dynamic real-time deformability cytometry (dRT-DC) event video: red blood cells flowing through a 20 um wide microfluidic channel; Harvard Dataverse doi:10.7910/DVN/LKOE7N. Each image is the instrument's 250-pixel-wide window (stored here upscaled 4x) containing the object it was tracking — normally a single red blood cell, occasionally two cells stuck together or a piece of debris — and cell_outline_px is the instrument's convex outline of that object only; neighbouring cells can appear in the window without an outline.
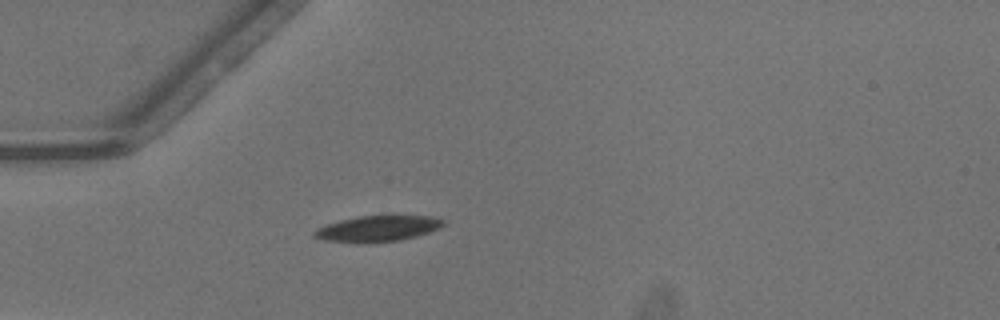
{"species": "common noctule bat (a hibernating species)", "species_latin": "Nyctalus noctula", "temperature_condition": "warm", "stored_images_in_passage": 37, "camera_frame_rate_fps": 3000, "um_per_image_px": 0.085, "animal": {"sex": "male", "body_mass_g": 13.3}, "frame": {"image": 1, "passage_image": 1, "time_ms": 0.0, "image_size_px": [1000, 320], "cell_outline_px": [[444, 224], [440, 228], [416, 236], [400, 240], [324, 240], [312, 236], [312, 232], [328, 224], [340, 220], [360, 216], [432, 216], [444, 220]], "centroid_in_image_um": [32.17, 19.38], "position_along_channel_um": 52.8, "area_um2": 18.32}}
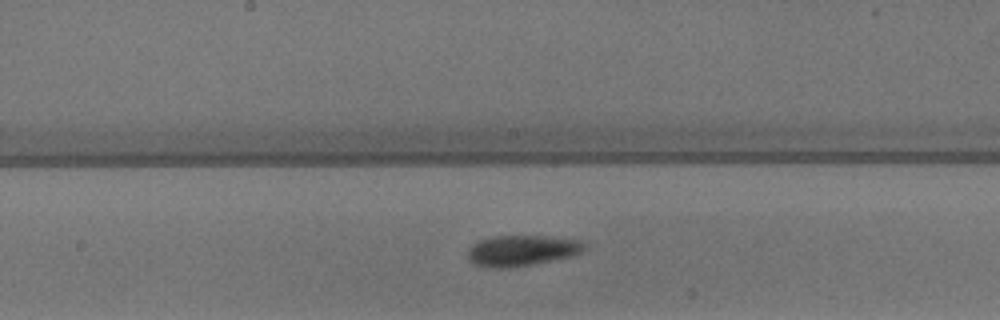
{"frame": {"image": 2, "passage_image": 13, "time_ms": 4.0, "image_size_px": [1000, 320], "cell_outline_px": [[584, 248], [580, 252], [572, 256], [512, 268], [488, 268], [476, 264], [468, 260], [468, 248], [480, 240], [492, 236], [548, 236], [580, 240]], "centroid_in_image_um": [44.3, 21.3], "position_along_channel_um": 203.9, "area_um2": 20.81}}
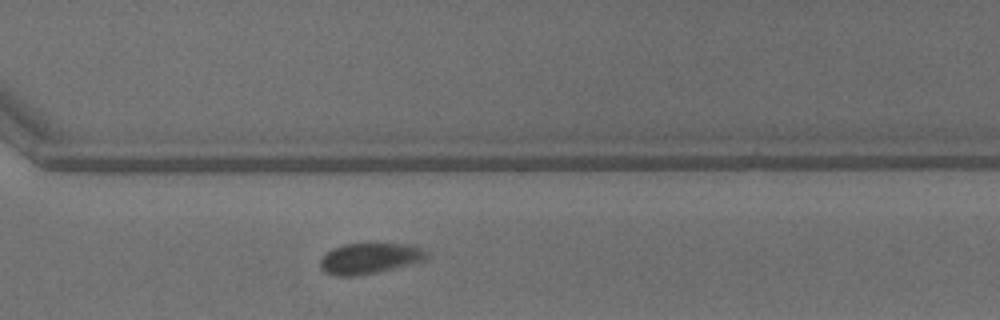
{"frame": {"image": 3, "passage_image": 23, "time_ms": 7.333, "image_size_px": [1000, 320], "cell_outline_px": [[428, 260], [416, 264], [356, 276], [336, 276], [324, 272], [320, 268], [320, 260], [332, 248], [344, 244], [404, 244], [420, 248], [428, 252]], "centroid_in_image_um": [31.45, 21.98], "position_along_channel_um": 339.1, "area_um2": 19.19}, "authors_computed_cell_mechanics": {"area_um2": 19.941, "velocity_mm_per_s": 4.0686, "shape_relaxation_time_tau1_ms": 4.5142, "shape_relaxation_time_tau2_ms": null, "deformation_change_tau1": 0.1355, "deformation_change_tau2": null}}